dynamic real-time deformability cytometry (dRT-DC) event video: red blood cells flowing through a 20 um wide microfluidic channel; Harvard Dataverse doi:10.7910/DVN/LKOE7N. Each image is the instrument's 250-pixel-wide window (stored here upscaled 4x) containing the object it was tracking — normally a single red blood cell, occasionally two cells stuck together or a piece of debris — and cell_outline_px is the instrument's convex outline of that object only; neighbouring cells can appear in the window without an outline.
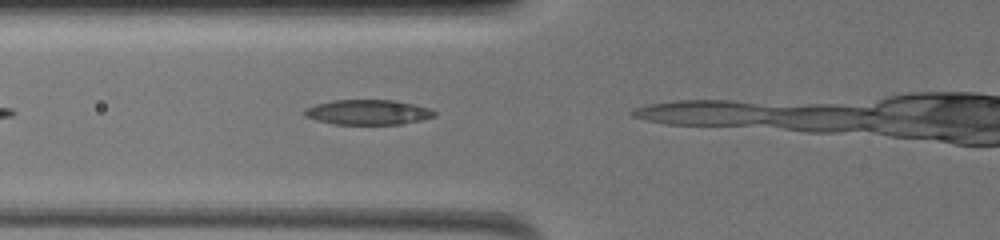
{"species": "common noctule bat (a hibernating species)", "species_latin": "Nyctalus noctula", "temperature_condition": "warm", "stored_images_in_passage": 6, "camera_frame_rate_fps": 3000, "um_per_image_px": 0.085, "animal": {"sex": "female", "body_mass_g": 19.5, "forearm_length_mm": 54.1}, "frame": {"image": 1, "passage_image": 3, "time_ms": 0.667, "image_size_px": [1000, 240], "cell_outline_px": [[436, 116], [420, 120], [400, 124], [332, 124], [316, 120], [304, 116], [304, 108], [316, 104], [332, 100], [396, 100], [432, 108], [436, 112]], "centroid_in_image_um": [31.28, 9.53], "position_along_channel_um": 94.5, "area_um2": 19.07}}